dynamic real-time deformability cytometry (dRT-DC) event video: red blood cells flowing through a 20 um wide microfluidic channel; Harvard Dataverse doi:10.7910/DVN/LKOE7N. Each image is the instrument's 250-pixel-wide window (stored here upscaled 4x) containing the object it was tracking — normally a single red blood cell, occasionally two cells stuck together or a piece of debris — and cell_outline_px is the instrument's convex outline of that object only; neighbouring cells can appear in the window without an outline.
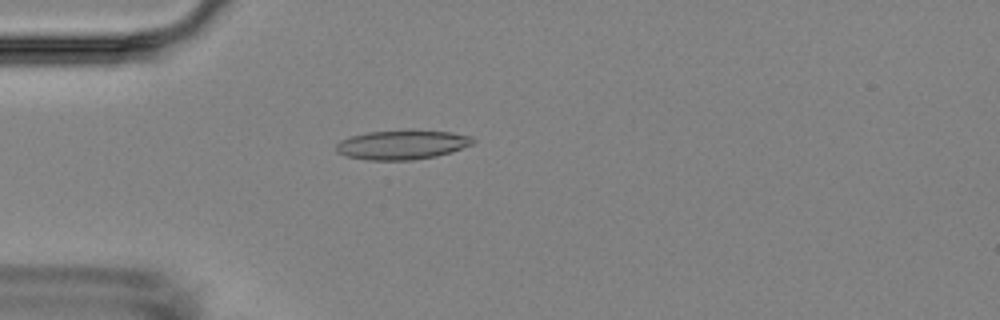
{"species": "Egyptian fruit bat (a non-hibernating species)", "species_latin": "Rousettus aegyptiacus", "temperature_condition": "room temperature", "stored_images_in_passage": 5, "camera_frame_rate_fps": 3000, "um_per_image_px": 0.085, "animal": {"sex": "female"}, "frame": {"image": 1, "passage_image": 4, "time_ms": 3.667, "image_size_px": [1000, 320], "cell_outline_px": [[476, 140], [472, 144], [452, 152], [436, 156], [412, 160], [368, 160], [348, 156], [336, 152], [336, 144], [340, 140], [352, 136], [368, 132], [412, 128], [452, 132], [472, 136]], "centroid_in_image_um": [34.22, 12.27], "position_along_channel_um": 50.8, "area_um2": 23.93}}